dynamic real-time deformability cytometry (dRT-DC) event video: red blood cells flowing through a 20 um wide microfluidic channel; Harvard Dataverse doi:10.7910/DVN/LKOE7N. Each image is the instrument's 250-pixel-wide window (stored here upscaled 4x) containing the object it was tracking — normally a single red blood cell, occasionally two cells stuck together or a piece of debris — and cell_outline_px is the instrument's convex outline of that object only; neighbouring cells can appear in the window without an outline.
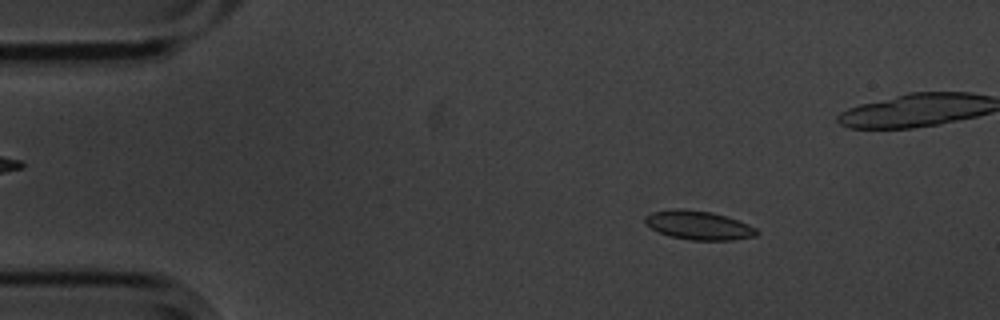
{"species": "common noctule bat (a hibernating species)", "species_latin": "Nyctalus noctula", "temperature_condition": "cold", "stored_images_in_passage": 56, "camera_frame_rate_fps": 3000, "um_per_image_px": 0.085, "animal": {"sex": "male", "body_mass_g": 20.1, "forearm_length_mm": 53.5}, "frame": {"image": 1, "passage_image": 8, "time_ms": 2.333, "image_size_px": [1000, 320], "cell_outline_px": [[760, 232], [756, 236], [732, 240], [692, 240], [668, 236], [652, 228], [644, 220], [644, 216], [652, 212], [676, 208], [684, 208], [712, 212], [748, 224], [756, 228]], "centroid_in_image_um": [59.38, 19.14], "position_along_channel_um": 25.6, "area_um2": 18.73}}
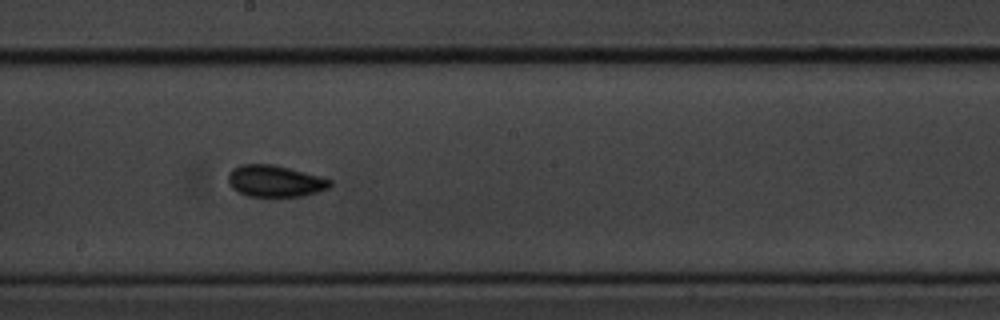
{"frame": {"image": 2, "passage_image": 30, "time_ms": 9.667, "image_size_px": [1000, 320], "cell_outline_px": [[332, 184], [328, 188], [304, 196], [248, 196], [232, 188], [228, 184], [228, 172], [232, 168], [240, 164], [276, 164], [320, 176], [332, 180]], "centroid_in_image_um": [23.36, 15.37], "position_along_channel_um": 224.8, "area_um2": 18.9}}
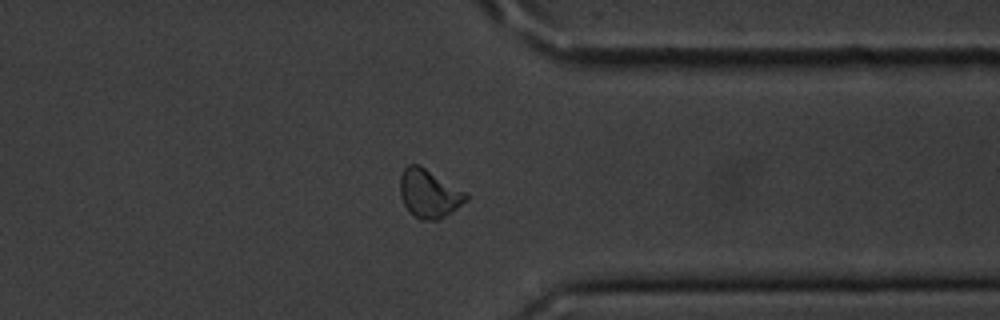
{"frame": {"image": 3, "passage_image": 43, "time_ms": 14.0, "image_size_px": [1000, 320], "cell_outline_px": [[468, 200], [440, 220], [420, 220], [404, 204], [400, 196], [400, 176], [404, 168], [408, 164], [420, 164], [468, 192]], "centroid_in_image_um": [36.5, 16.42], "position_along_channel_um": 374.9, "area_um2": 18.84}, "authors_computed_cell_mechanics": {"area_um2": 18.2937, "velocity_mm_per_s": 3.555, "shape_relaxation_time_tau1_ms": 2.0411, "shape_relaxation_time_tau2_ms": 3.0427, "deformation_change_tau1": 0.0636, "deformation_change_tau2": 0.0485}}